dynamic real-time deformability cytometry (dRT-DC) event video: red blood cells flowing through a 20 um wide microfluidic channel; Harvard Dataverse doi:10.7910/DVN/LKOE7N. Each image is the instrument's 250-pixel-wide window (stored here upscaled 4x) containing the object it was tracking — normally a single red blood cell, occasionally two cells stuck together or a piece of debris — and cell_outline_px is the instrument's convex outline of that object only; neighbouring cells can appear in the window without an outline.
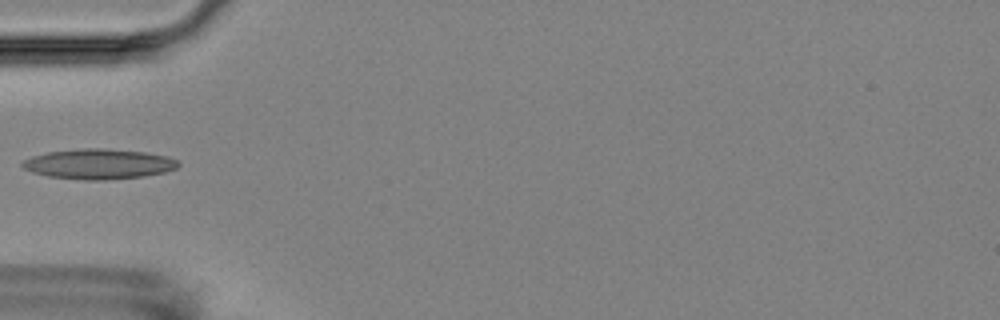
{"species": "Egyptian fruit bat (a non-hibernating species)", "species_latin": "Rousettus aegyptiacus", "temperature_condition": "room temperature", "stored_images_in_passage": 17, "camera_frame_rate_fps": 3000, "um_per_image_px": 0.085, "animal": {"sex": "female"}, "frame": {"image": 1, "passage_image": 6, "time_ms": 5.667, "image_size_px": [1000, 320], "cell_outline_px": [[180, 164], [176, 168], [164, 172], [144, 176], [104, 180], [84, 180], [48, 176], [32, 172], [24, 168], [20, 164], [24, 160], [32, 156], [48, 152], [84, 148], [104, 148], [144, 152], [168, 156], [176, 160]], "centroid_in_image_um": [8.39, 13.94], "position_along_channel_um": 76.6, "area_um2": 27.28}}
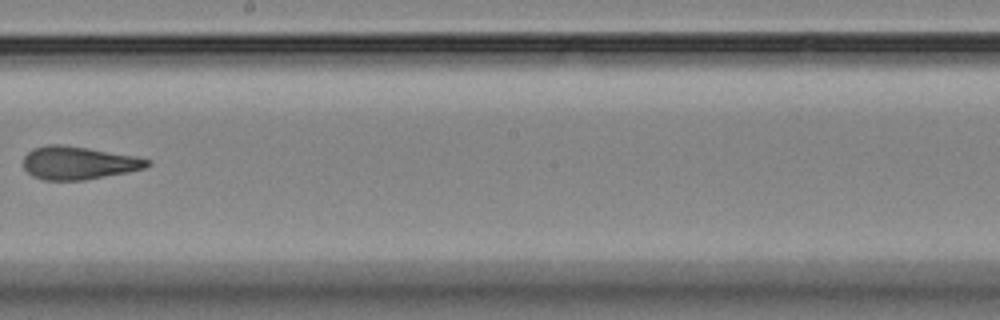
{"frame": {"image": 2, "passage_image": 10, "time_ms": 10.333, "image_size_px": [1000, 320], "cell_outline_px": [[152, 164], [144, 168], [128, 172], [84, 180], [44, 180], [32, 176], [24, 168], [24, 156], [32, 148], [48, 144], [60, 144], [88, 148], [136, 156], [152, 160]], "centroid_in_image_um": [6.68, 13.84], "position_along_channel_um": 241.5, "area_um2": 23.93}}
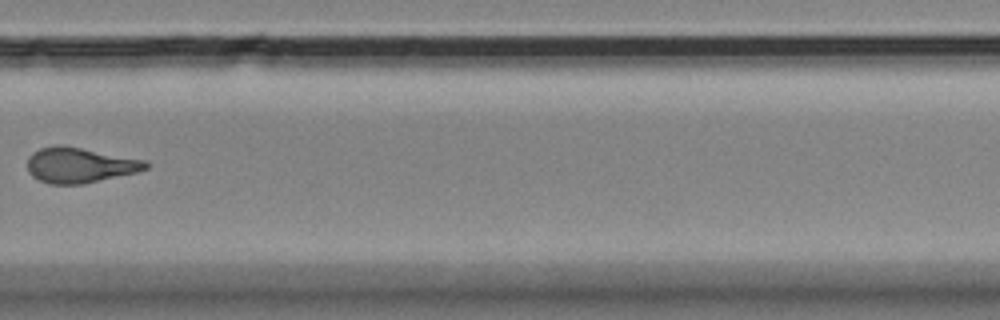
{"frame": {"image": 3, "passage_image": 12, "time_ms": 12.667, "image_size_px": [1000, 320], "cell_outline_px": [[148, 168], [136, 172], [84, 184], [48, 184], [32, 176], [28, 172], [28, 156], [32, 152], [40, 148], [56, 144], [60, 144], [148, 160]], "centroid_in_image_um": [6.77, 14.03], "position_along_channel_um": 323.0, "area_um2": 24.51}, "authors_computed_cell_mechanics": {"area_um2": 24.2182, "velocity_mm_per_s": 3.5162, "shape_relaxation_time_tau1_ms": null, "shape_relaxation_time_tau2_ms": 2.973, "deformation_change_tau1": null, "deformation_change_tau2": 0.1281}}